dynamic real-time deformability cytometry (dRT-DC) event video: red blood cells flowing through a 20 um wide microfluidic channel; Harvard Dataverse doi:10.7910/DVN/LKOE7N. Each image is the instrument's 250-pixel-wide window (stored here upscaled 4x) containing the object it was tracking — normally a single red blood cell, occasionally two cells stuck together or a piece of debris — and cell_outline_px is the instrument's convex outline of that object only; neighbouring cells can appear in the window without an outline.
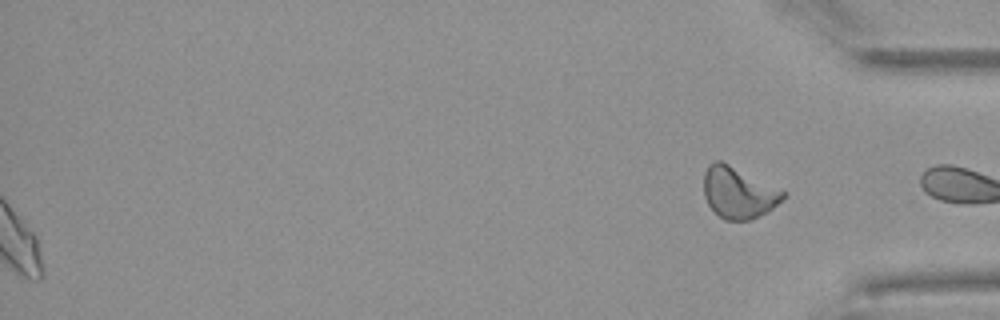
{"species": "Egyptian fruit bat (a non-hibernating species)", "species_latin": "Rousettus aegyptiacus", "temperature_condition": "warm", "stored_images_in_passage": 52, "segment_of_instrument_passage": [2, 2], "camera_frame_rate_fps": 3000, "um_per_image_px": 0.085, "animal": {"sex": "female"}, "frame": {"image": 1, "passage_image": 52, "time_ms": 17.0, "image_size_px": [1000, 320], "cell_outline_px": [[784, 196], [772, 208], [748, 220], [724, 220], [708, 204], [704, 196], [704, 172], [708, 164], [712, 160], [720, 160], [784, 192]], "centroid_in_image_um": [62.68, 16.36], "position_along_channel_um": 372.5, "area_um2": 22.89}}